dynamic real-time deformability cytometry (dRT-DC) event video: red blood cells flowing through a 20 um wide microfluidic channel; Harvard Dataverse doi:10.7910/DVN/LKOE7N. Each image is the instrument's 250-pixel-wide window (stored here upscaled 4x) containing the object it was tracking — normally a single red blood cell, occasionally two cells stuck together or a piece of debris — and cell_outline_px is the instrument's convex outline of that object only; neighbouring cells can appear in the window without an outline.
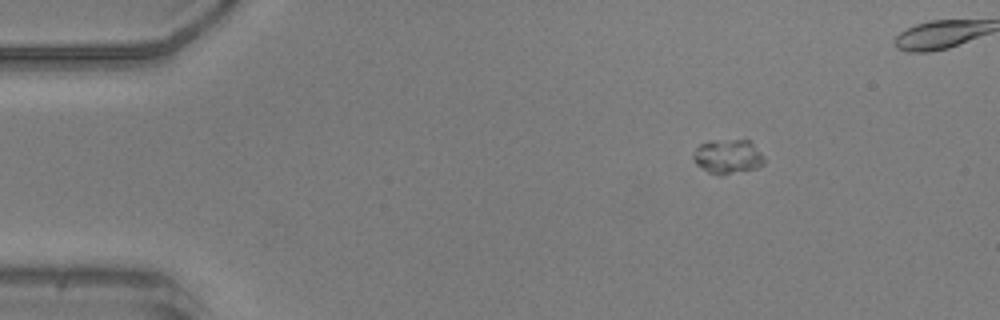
{"species": "common noctule bat (a hibernating species)", "species_latin": "Nyctalus noctula", "temperature_condition": "warm", "stored_images_in_passage": 46, "segment_of_instrument_passage": [1, 2], "camera_frame_rate_fps": 3000, "um_per_image_px": 0.085, "animal": {"sex": "male", "body_mass_g": 20.5, "forearm_length_mm": 52.5}, "frame": {"image": 1, "passage_image": 1, "time_ms": 0.0, "image_size_px": [1000, 320], "cell_outline_px": [[764, 164], [756, 168], [720, 176], [708, 172], [696, 164], [692, 156], [696, 148], [700, 144], [712, 140], [752, 140], [764, 156]], "centroid_in_image_um": [61.89, 13.3], "position_along_channel_um": 23.1, "area_um2": 14.39}}
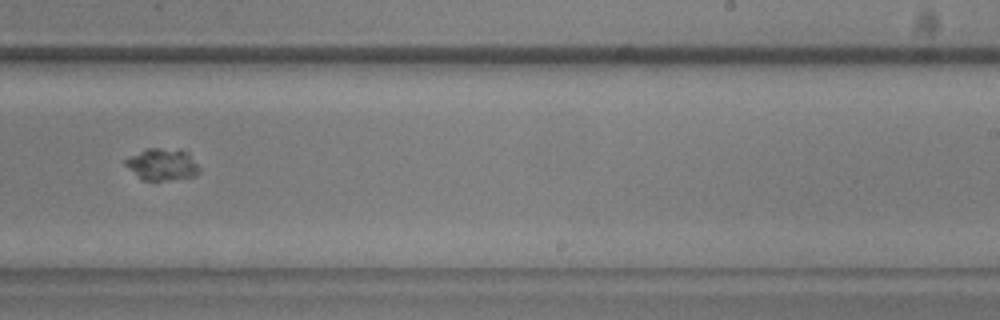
{"frame": {"image": 2, "passage_image": 26, "time_ms": 8.333, "image_size_px": [1000, 320], "cell_outline_px": [[200, 172], [196, 176], [160, 180], [144, 180], [124, 164], [124, 160], [148, 148], [180, 148], [188, 152], [200, 168]], "centroid_in_image_um": [13.85, 13.95], "position_along_channel_um": 275.2, "area_um2": 13.53}}
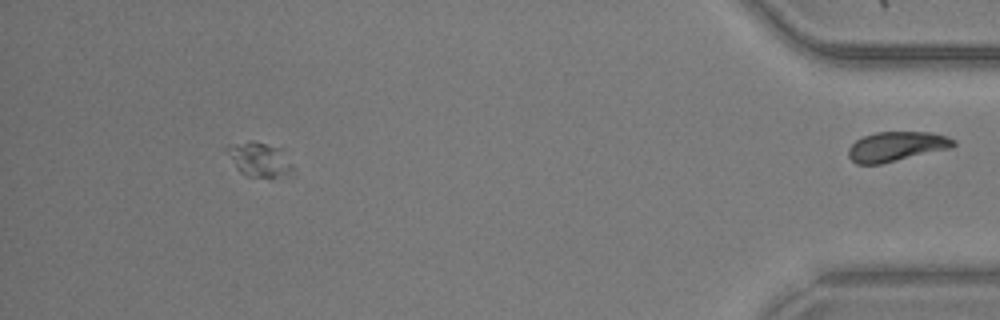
{"frame": {"image": 3, "passage_image": 41, "time_ms": 13.333, "image_size_px": [1000, 320], "cell_outline_px": [[296, 176], [248, 176], [240, 172], [236, 168], [228, 152], [228, 144], [248, 140], [252, 140], [284, 148], [296, 168]], "centroid_in_image_um": [22.19, 13.54], "position_along_channel_um": 413.0, "area_um2": 13.7}}